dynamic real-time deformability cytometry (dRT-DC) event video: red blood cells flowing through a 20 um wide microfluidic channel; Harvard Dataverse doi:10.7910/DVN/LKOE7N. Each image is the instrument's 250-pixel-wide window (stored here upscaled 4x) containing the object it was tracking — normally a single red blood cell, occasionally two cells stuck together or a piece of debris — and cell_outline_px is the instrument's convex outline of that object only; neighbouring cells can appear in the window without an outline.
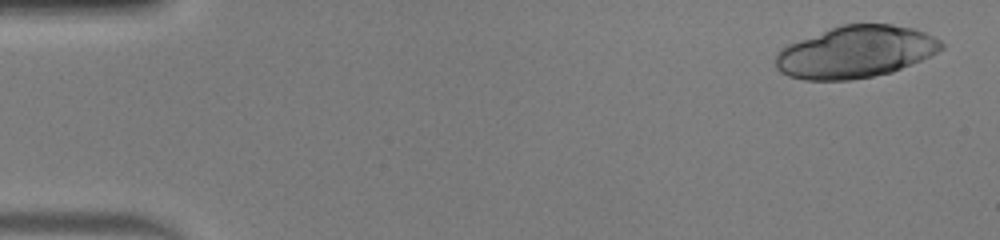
{"species": "human", "species_latin": "Homo sapiens", "temperature_condition": "warm", "stored_images_in_passage": 49, "camera_frame_rate_fps": 3000, "um_per_image_px": 0.085, "donor": {"sex": "male"}, "frame": {"image": 1, "passage_image": 2, "time_ms": 0.333, "image_size_px": [1000, 240], "cell_outline_px": [[944, 48], [920, 60], [892, 72], [852, 80], [804, 80], [788, 76], [780, 72], [776, 68], [776, 52], [780, 48], [788, 44], [840, 24], [892, 24], [912, 28], [924, 32], [940, 40], [944, 44]], "centroid_in_image_um": [72.69, 4.42], "position_along_channel_um": 12.3, "area_um2": 50.11}}
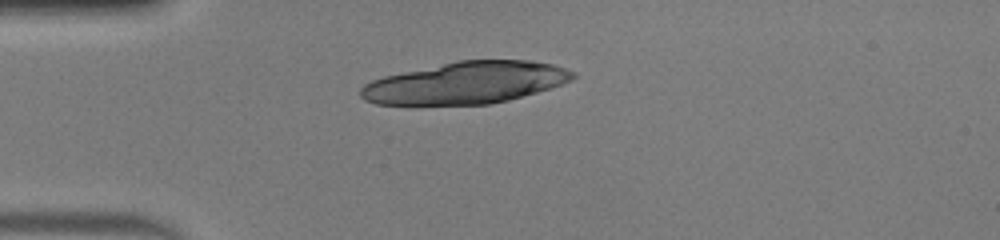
{"frame": {"image": 2, "passage_image": 13, "time_ms": 4.0, "image_size_px": [1000, 240], "cell_outline_px": [[576, 76], [572, 80], [536, 92], [508, 100], [488, 104], [416, 108], [376, 104], [364, 100], [360, 96], [360, 88], [364, 84], [372, 80], [384, 76], [460, 60], [528, 60], [552, 64], [576, 72]], "centroid_in_image_um": [39.49, 7.09], "position_along_channel_um": 45.5, "area_um2": 52.89}}